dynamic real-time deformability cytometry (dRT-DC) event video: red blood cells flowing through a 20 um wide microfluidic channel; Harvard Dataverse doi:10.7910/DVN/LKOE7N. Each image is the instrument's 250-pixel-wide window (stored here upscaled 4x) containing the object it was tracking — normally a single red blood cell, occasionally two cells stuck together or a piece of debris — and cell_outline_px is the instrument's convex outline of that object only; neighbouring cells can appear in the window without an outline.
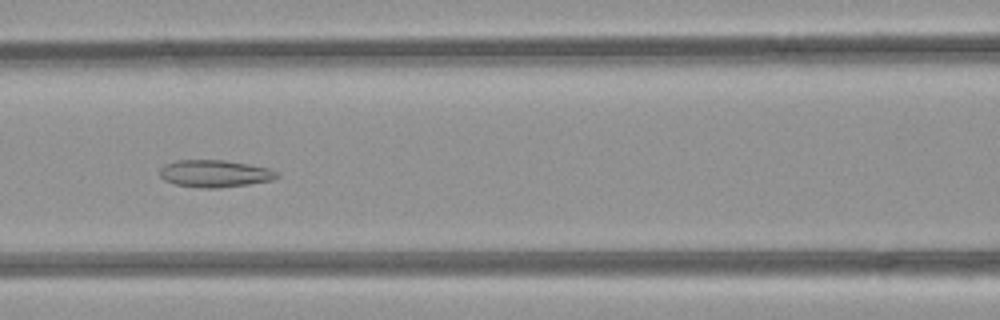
{"species": "common noctule bat (a hibernating species)", "species_latin": "Nyctalus noctula", "temperature_condition": "room temperature", "stored_images_in_passage": 50, "camera_frame_rate_fps": 3000, "um_per_image_px": 0.085, "animal": {"sex": "female", "body_mass_g": 21.9}, "frame": {"image": 1, "passage_image": 21, "time_ms": 6.667, "image_size_px": [1000, 320], "cell_outline_px": [[280, 176], [272, 180], [248, 184], [220, 188], [200, 188], [176, 184], [164, 180], [160, 176], [160, 168], [164, 164], [176, 160], [224, 160], [248, 164], [268, 168], [280, 172]], "centroid_in_image_um": [18.26, 14.75], "position_along_channel_um": 148.3, "area_um2": 18.67}}
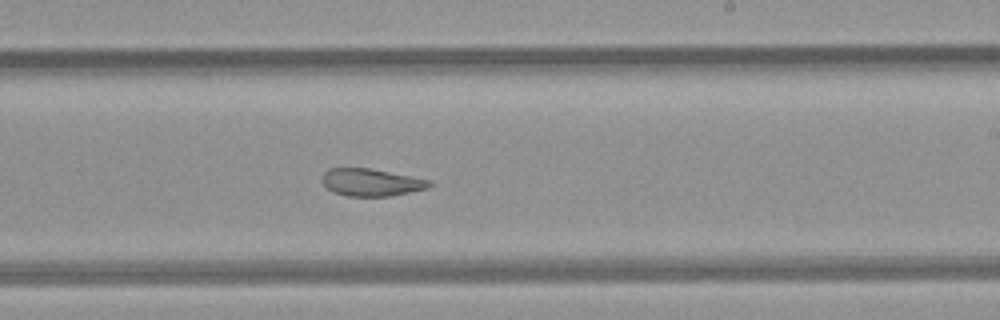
{"frame": {"image": 2, "passage_image": 29, "time_ms": 9.333, "image_size_px": [1000, 320], "cell_outline_px": [[432, 184], [428, 188], [392, 196], [348, 196], [332, 192], [320, 180], [324, 172], [328, 168], [368, 168], [432, 180]], "centroid_in_image_um": [31.54, 15.5], "position_along_channel_um": 257.5, "area_um2": 17.17}}
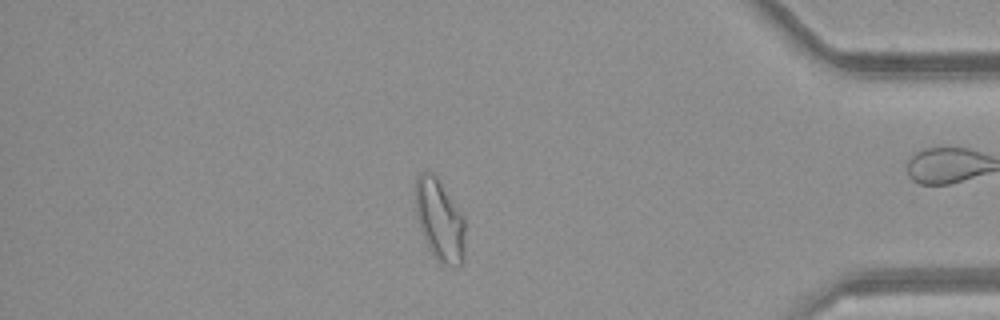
{"frame": {"image": 3, "passage_image": 42, "time_ms": 13.667, "image_size_px": [1000, 320], "cell_outline_px": [[464, 260], [460, 264], [444, 264], [432, 252], [420, 228], [416, 212], [416, 176], [420, 172], [432, 172], [464, 216]], "centroid_in_image_um": [37.38, 18.67], "position_along_channel_um": 397.8, "area_um2": 22.83}, "authors_computed_cell_mechanics": {"area_um2": 22.542, "velocity_mm_per_s": 4.1002, "shape_relaxation_time_tau1_ms": null, "shape_relaxation_time_tau2_ms": 2.5816, "deformation_change_tau1": null, "deformation_change_tau2": 0.105}}